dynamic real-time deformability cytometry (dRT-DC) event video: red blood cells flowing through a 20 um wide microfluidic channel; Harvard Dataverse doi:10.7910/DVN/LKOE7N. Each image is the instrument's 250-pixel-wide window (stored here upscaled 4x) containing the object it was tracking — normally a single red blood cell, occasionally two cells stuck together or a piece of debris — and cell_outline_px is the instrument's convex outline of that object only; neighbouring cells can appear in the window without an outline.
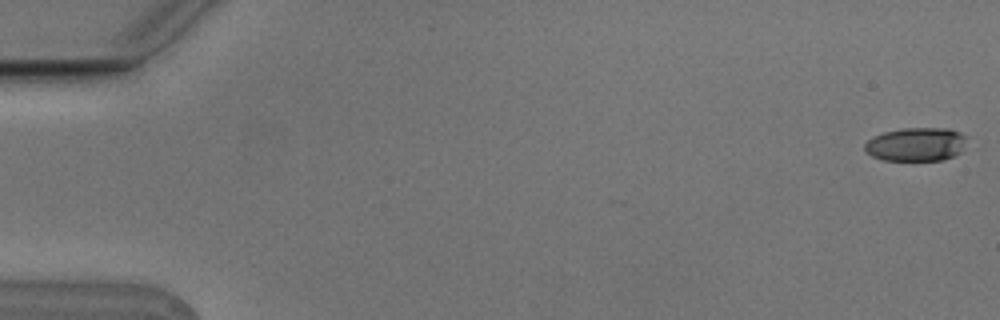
{"species": "Egyptian fruit bat (a non-hibernating species)", "species_latin": "Rousettus aegyptiacus", "temperature_condition": "cold", "stored_images_in_passage": 11, "camera_frame_rate_fps": 3000, "um_per_image_px": 0.085, "animal": {"sex": "male"}, "frame": {"image": 1, "passage_image": 1, "time_ms": 0.0, "image_size_px": [1000, 320], "cell_outline_px": [[968, 148], [956, 156], [944, 160], [884, 160], [872, 156], [864, 152], [864, 144], [868, 140], [884, 132], [904, 128], [948, 128], [960, 132], [968, 136]], "centroid_in_image_um": [77.97, 12.27], "position_along_channel_um": 7.0, "area_um2": 20.52}}
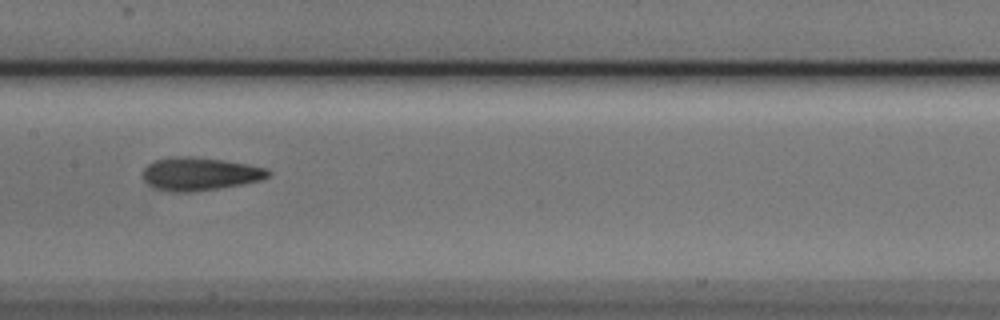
{"frame": {"image": 2, "passage_image": 8, "time_ms": 2.333, "image_size_px": [1000, 320], "cell_outline_px": [[272, 172], [268, 176], [260, 180], [220, 188], [188, 192], [172, 192], [152, 188], [144, 180], [144, 168], [148, 164], [156, 160], [168, 156], [192, 156], [224, 160], [248, 164], [268, 168]], "centroid_in_image_um": [16.97, 14.77], "position_along_channel_um": 190.4, "area_um2": 24.28}}
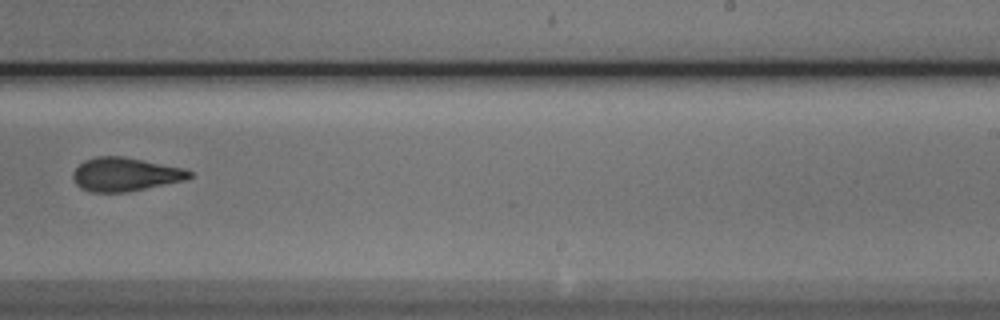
{"frame": {"image": 3, "passage_image": 10, "time_ms": 3.0, "image_size_px": [1000, 320], "cell_outline_px": [[192, 176], [188, 180], [124, 192], [92, 192], [80, 188], [76, 184], [72, 176], [72, 172], [84, 160], [96, 156], [124, 156], [184, 168], [192, 172]], "centroid_in_image_um": [10.64, 14.81], "position_along_channel_um": 278.4, "area_um2": 22.89}}